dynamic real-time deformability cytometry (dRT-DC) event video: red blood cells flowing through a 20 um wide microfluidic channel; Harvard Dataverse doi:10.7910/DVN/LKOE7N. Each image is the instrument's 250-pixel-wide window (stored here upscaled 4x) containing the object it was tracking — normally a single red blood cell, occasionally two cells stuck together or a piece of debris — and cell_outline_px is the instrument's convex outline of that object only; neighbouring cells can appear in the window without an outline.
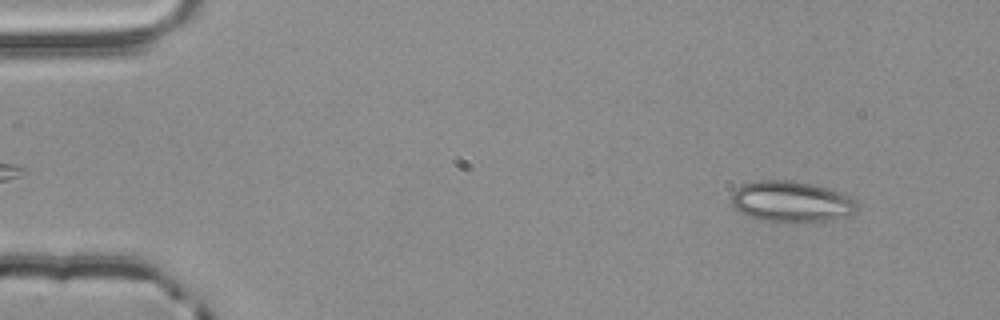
{"species": "common noctule bat (a hibernating species)", "species_latin": "Nyctalus noctula", "temperature_condition": "room temperature", "stored_images_in_passage": 53, "camera_frame_rate_fps": 3000, "um_per_image_px": 0.085, "animal": {"sex": "male", "body_mass_g": 20.4}, "frame": {"image": 1, "passage_image": 3, "time_ms": 0.667, "image_size_px": [1000, 320], "cell_outline_px": [[856, 212], [848, 216], [832, 220], [792, 224], [760, 220], [748, 216], [732, 208], [732, 192], [736, 188], [752, 180], [792, 180], [812, 184], [840, 192], [856, 200]], "centroid_in_image_um": [67.24, 17.16], "position_along_channel_um": 17.8, "area_um2": 30.69}}
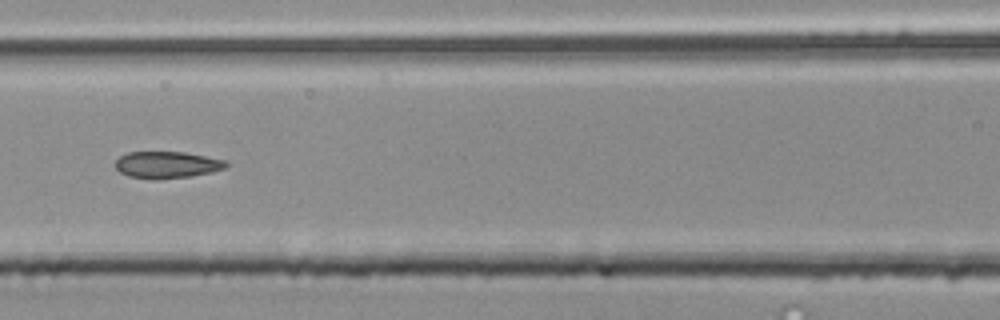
{"frame": {"image": 2, "passage_image": 22, "time_ms": 7.0, "image_size_px": [1000, 320], "cell_outline_px": [[228, 164], [224, 168], [212, 172], [192, 176], [152, 180], [128, 176], [120, 172], [116, 168], [116, 160], [120, 156], [128, 152], [184, 152], [224, 160]], "centroid_in_image_um": [14.16, 14.02], "position_along_channel_um": 152.4, "area_um2": 17.22}}
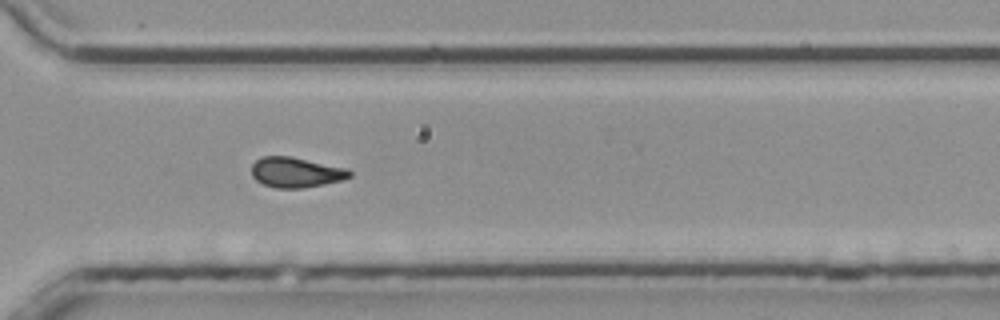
{"frame": {"image": 3, "passage_image": 37, "time_ms": 12.0, "image_size_px": [1000, 320], "cell_outline_px": [[352, 176], [344, 180], [304, 188], [276, 188], [264, 184], [256, 180], [252, 176], [252, 164], [260, 156], [292, 156], [348, 168], [352, 172]], "centroid_in_image_um": [25.18, 14.64], "position_along_channel_um": 345.4, "area_um2": 17.51}, "authors_computed_cell_mechanics": {"area_um2": 17.4556, "velocity_mm_per_s": 3.8754, "shape_relaxation_time_tau1_ms": null, "shape_relaxation_time_tau2_ms": 2.5998, "deformation_change_tau1": null, "deformation_change_tau2": 0.1114}}